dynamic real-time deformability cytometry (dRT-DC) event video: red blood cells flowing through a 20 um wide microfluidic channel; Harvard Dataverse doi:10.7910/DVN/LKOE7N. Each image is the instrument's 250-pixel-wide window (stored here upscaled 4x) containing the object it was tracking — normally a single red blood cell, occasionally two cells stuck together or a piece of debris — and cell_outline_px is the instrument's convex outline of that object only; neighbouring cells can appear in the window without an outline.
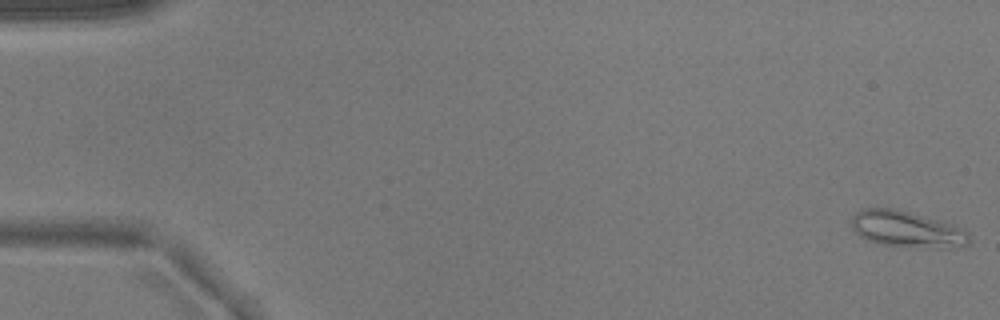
{"species": "common noctule bat (a hibernating species)", "species_latin": "Nyctalus noctula", "temperature_condition": "warm", "stored_images_in_passage": 5, "camera_frame_rate_fps": 3000, "um_per_image_px": 0.085, "animal": {"sex": "male", "body_mass_g": 17.9}, "frame": {"image": 1, "passage_image": 1, "time_ms": 0.0, "image_size_px": [1000, 320], "cell_outline_px": [[972, 240], [968, 244], [952, 248], [924, 248], [880, 244], [868, 240], [860, 236], [852, 228], [852, 216], [856, 212], [864, 208], [896, 208], [952, 224], [968, 232]], "centroid_in_image_um": [77.1, 19.49], "position_along_channel_um": 7.9, "area_um2": 24.97}}